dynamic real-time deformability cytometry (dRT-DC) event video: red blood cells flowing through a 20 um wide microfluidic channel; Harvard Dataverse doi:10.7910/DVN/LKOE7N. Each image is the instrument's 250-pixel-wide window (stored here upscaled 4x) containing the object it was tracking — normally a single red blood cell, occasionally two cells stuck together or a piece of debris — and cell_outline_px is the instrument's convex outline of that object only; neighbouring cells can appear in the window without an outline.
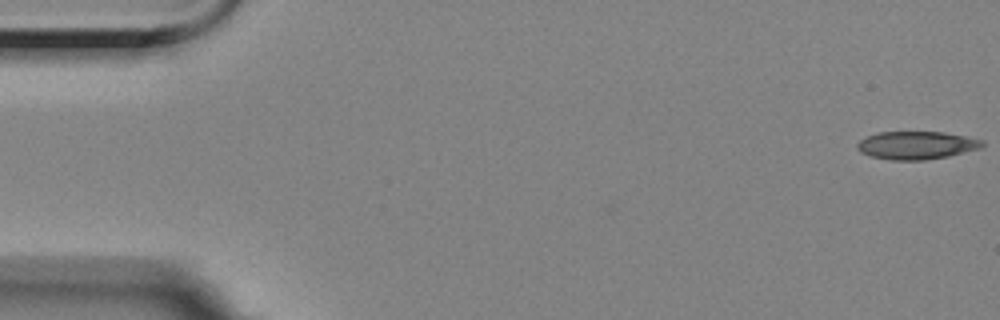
{"species": "Egyptian fruit bat (a non-hibernating species)", "species_latin": "Rousettus aegyptiacus", "temperature_condition": "room temperature", "stored_images_in_passage": 57, "camera_frame_rate_fps": 3000, "um_per_image_px": 0.085, "animal": {"sex": "female"}, "frame": {"image": 1, "passage_image": 1, "time_ms": 0.0, "image_size_px": [1000, 320], "cell_outline_px": [[984, 144], [980, 148], [948, 156], [924, 160], [892, 160], [872, 156], [860, 152], [856, 148], [856, 144], [860, 140], [868, 136], [880, 132], [944, 132], [984, 140]], "centroid_in_image_um": [77.89, 12.35], "position_along_channel_um": 7.1, "area_um2": 20.23}}
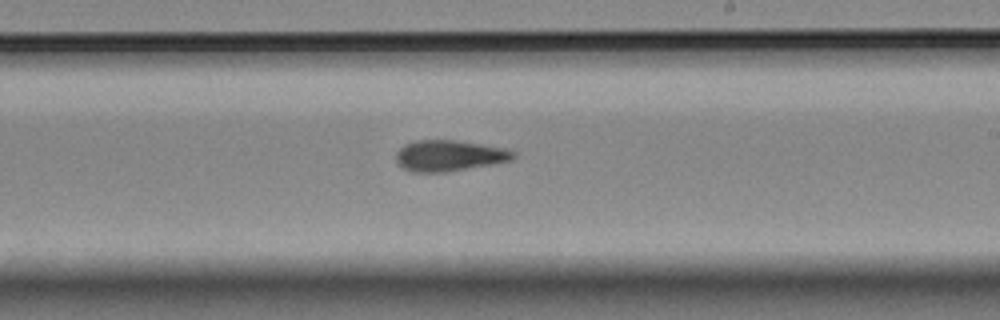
{"frame": {"image": 2, "passage_image": 33, "time_ms": 10.667, "image_size_px": [1000, 320], "cell_outline_px": [[516, 156], [512, 160], [492, 164], [444, 172], [412, 172], [396, 164], [396, 152], [404, 144], [416, 140], [456, 140], [504, 148], [516, 152]], "centroid_in_image_um": [38.16, 13.23], "position_along_channel_um": 250.8, "area_um2": 21.15}}
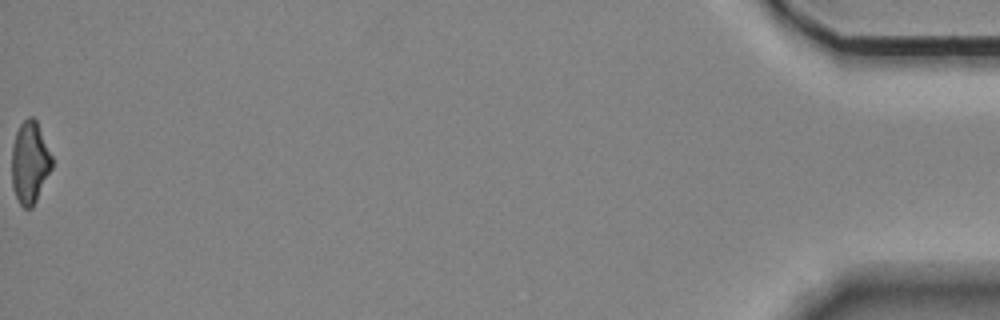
{"frame": {"image": 3, "passage_image": 57, "time_ms": 18.667, "image_size_px": [1000, 320], "cell_outline_px": [[52, 168], [32, 208], [24, 208], [20, 204], [12, 188], [12, 144], [16, 132], [20, 124], [28, 116], [32, 116], [36, 120], [52, 156]], "centroid_in_image_um": [2.53, 13.8], "position_along_channel_um": 432.7, "area_um2": 19.13}, "authors_computed_cell_mechanics": {"area_um2": 20.7502, "velocity_mm_per_s": 3.5182, "shape_relaxation_time_tau1_ms": 6.0648, "shape_relaxation_time_tau2_ms": 2.7758, "deformation_change_tau1": 0.167, "deformation_change_tau2": 0.1076}}